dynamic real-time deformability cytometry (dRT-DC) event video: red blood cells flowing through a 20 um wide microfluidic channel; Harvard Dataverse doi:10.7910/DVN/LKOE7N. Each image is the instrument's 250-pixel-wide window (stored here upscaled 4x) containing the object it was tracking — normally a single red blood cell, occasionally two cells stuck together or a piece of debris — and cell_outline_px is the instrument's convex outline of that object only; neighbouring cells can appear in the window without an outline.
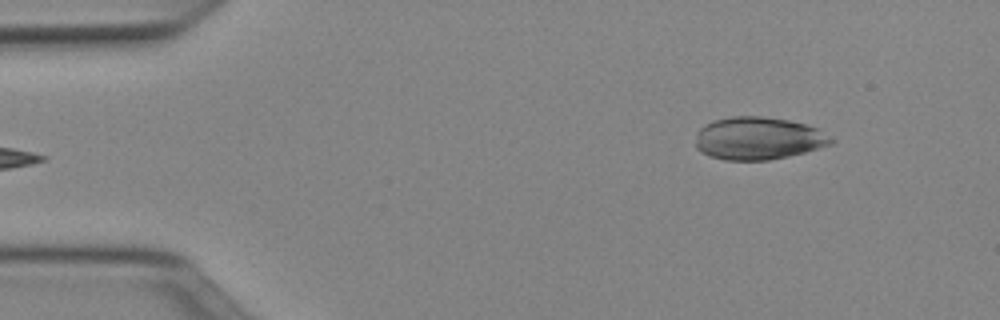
{"species": "Egyptian fruit bat (a non-hibernating species)", "species_latin": "Rousettus aegyptiacus", "temperature_condition": "cold", "stored_images_in_passage": 45, "camera_frame_rate_fps": 3000, "um_per_image_px": 0.085, "animal": {"sex": "female"}, "frame": {"image": 1, "passage_image": 1, "time_ms": 0.0, "image_size_px": [1000, 320], "cell_outline_px": [[836, 140], [832, 144], [804, 152], [788, 156], [768, 160], [724, 160], [712, 156], [696, 148], [696, 132], [704, 124], [712, 120], [732, 116], [764, 116], [788, 120], [820, 128]], "centroid_in_image_um": [64.47, 11.74], "position_along_channel_um": 20.5, "area_um2": 33.87}}
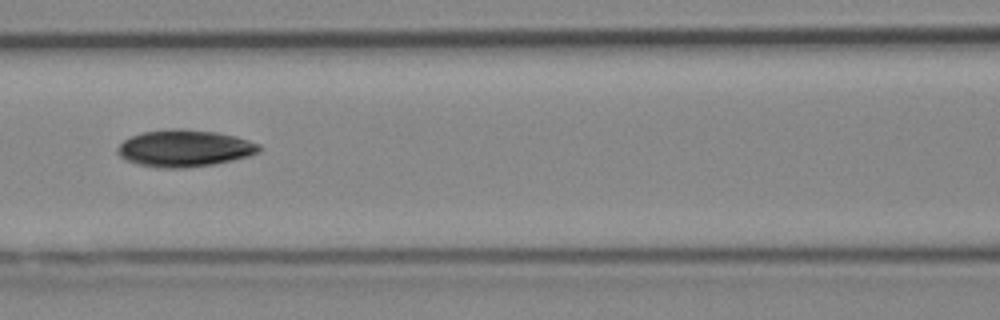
{"frame": {"image": 2, "passage_image": 17, "time_ms": 5.333, "image_size_px": [1000, 320], "cell_outline_px": [[264, 148], [260, 152], [248, 156], [216, 164], [188, 168], [156, 168], [136, 164], [124, 160], [116, 152], [116, 148], [124, 140], [132, 136], [144, 132], [172, 128], [184, 128], [216, 132], [236, 136], [260, 144]], "centroid_in_image_um": [15.69, 12.61], "position_along_channel_um": 150.9, "area_um2": 30.92}}
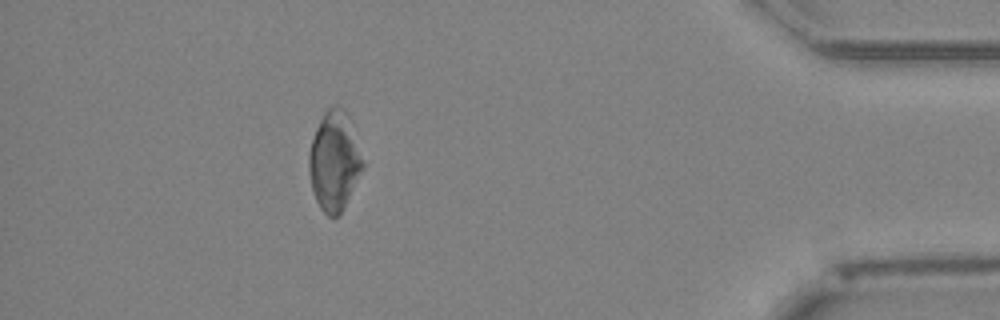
{"frame": {"image": 3, "passage_image": 40, "time_ms": 13.0, "image_size_px": [1000, 320], "cell_outline_px": [[364, 168], [340, 216], [328, 216], [320, 208], [316, 200], [312, 188], [308, 172], [308, 152], [316, 128], [324, 112], [328, 108], [336, 104], [344, 108], [348, 112], [364, 164]], "centroid_in_image_um": [28.42, 13.68], "position_along_channel_um": 406.8, "area_um2": 31.39}}